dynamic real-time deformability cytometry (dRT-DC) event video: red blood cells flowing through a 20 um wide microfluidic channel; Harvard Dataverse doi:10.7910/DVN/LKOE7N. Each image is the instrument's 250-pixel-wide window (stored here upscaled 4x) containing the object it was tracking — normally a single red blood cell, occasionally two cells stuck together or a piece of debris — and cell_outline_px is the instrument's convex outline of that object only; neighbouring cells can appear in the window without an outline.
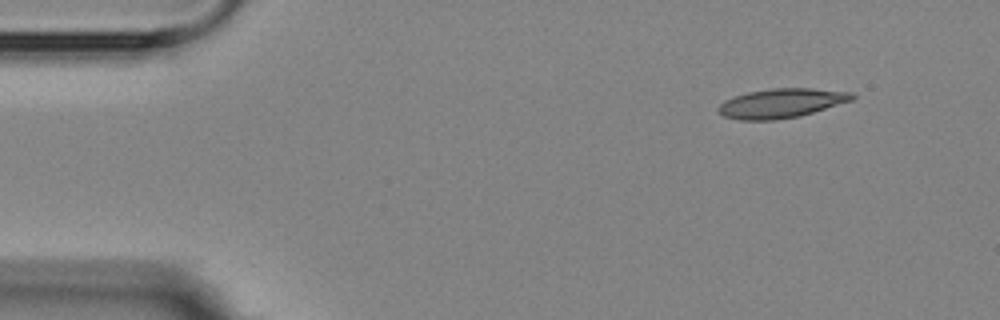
{"species": "Egyptian fruit bat (a non-hibernating species)", "species_latin": "Rousettus aegyptiacus", "temperature_condition": "room temperature", "stored_images_in_passage": 4, "camera_frame_rate_fps": 3000, "um_per_image_px": 0.085, "animal": {"sex": "female"}, "frame": {"image": 1, "passage_image": 1, "time_ms": 0.0, "image_size_px": [1000, 320], "cell_outline_px": [[856, 96], [852, 100], [800, 116], [776, 120], [740, 120], [724, 116], [716, 108], [724, 100], [748, 92], [772, 88], [812, 88], [852, 92]], "centroid_in_image_um": [66.41, 8.77], "position_along_channel_um": 18.6, "area_um2": 22.77}}